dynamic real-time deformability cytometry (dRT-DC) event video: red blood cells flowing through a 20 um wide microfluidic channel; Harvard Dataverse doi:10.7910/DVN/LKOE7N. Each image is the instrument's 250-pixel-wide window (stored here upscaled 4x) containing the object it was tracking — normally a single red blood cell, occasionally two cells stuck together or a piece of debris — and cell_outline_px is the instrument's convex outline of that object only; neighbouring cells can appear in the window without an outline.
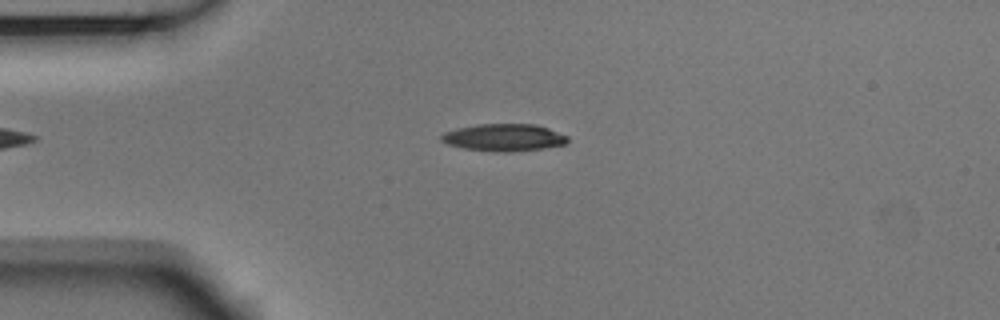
{"species": "Egyptian fruit bat (a non-hibernating species)", "species_latin": "Rousettus aegyptiacus", "temperature_condition": "room temperature", "stored_images_in_passage": 45, "camera_frame_rate_fps": 3000, "um_per_image_px": 0.085, "animal": {"sex": "male"}, "frame": {"image": 1, "passage_image": 4, "time_ms": 1.0, "image_size_px": [1000, 320], "cell_outline_px": [[568, 140], [564, 144], [544, 148], [512, 152], [496, 152], [464, 148], [448, 144], [440, 140], [440, 136], [444, 132], [456, 128], [476, 124], [536, 124], [548, 128], [568, 136]], "centroid_in_image_um": [42.81, 11.68], "position_along_channel_um": 42.2, "area_um2": 20.11}}
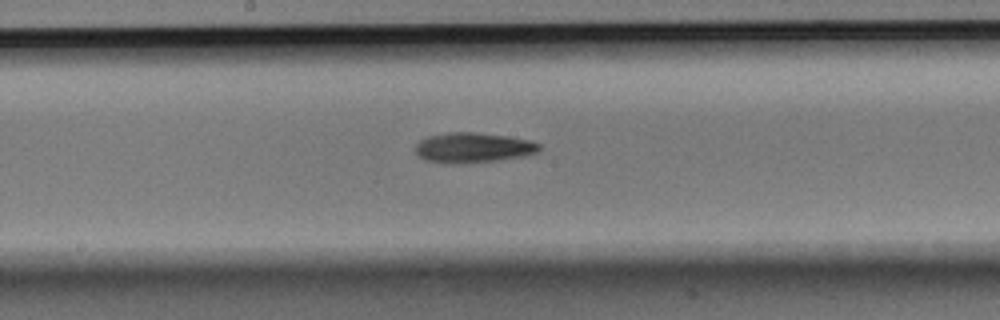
{"frame": {"image": 2, "passage_image": 19, "time_ms": 6.0, "image_size_px": [1000, 320], "cell_outline_px": [[540, 148], [536, 152], [524, 156], [496, 160], [464, 164], [444, 164], [424, 160], [416, 156], [416, 144], [420, 140], [428, 136], [448, 132], [476, 132], [508, 136], [532, 140], [540, 144]], "centroid_in_image_um": [40.17, 12.56], "position_along_channel_um": 208.0, "area_um2": 22.08}}
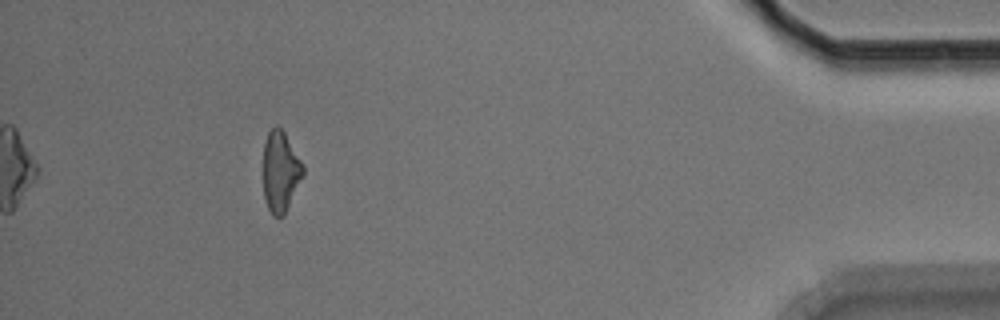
{"frame": {"image": 3, "passage_image": 40, "time_ms": 13.0, "image_size_px": [1000, 320], "cell_outline_px": [[304, 172], [284, 216], [272, 216], [268, 208], [264, 196], [264, 144], [268, 132], [276, 124], [284, 132], [304, 164]], "centroid_in_image_um": [23.84, 14.57], "position_along_channel_um": 411.4, "area_um2": 18.55}, "authors_computed_cell_mechanics": {"area_um2": 20.4034, "velocity_mm_per_s": 3.7465, "shape_relaxation_time_tau1_ms": 3.2624, "shape_relaxation_time_tau2_ms": null, "deformation_change_tau1": 0.1279, "deformation_change_tau2": null}}